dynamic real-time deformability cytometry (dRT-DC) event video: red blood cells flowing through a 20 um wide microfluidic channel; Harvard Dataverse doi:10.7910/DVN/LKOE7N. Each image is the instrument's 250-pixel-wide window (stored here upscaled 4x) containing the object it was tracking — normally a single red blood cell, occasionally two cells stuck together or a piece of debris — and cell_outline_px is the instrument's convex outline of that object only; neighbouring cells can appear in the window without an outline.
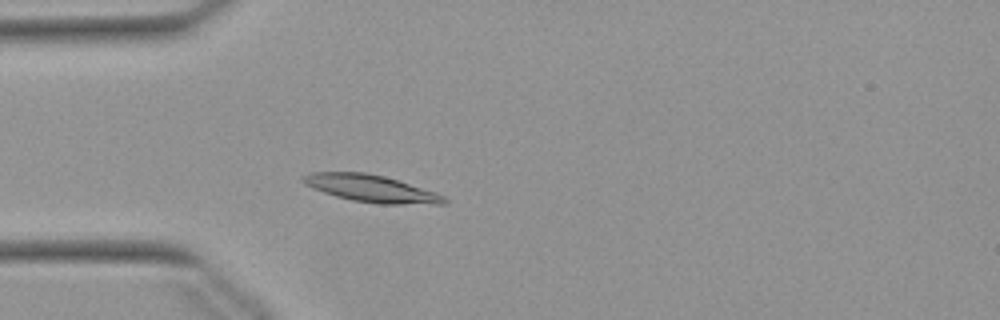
{"species": "Egyptian fruit bat (a non-hibernating species)", "species_latin": "Rousettus aegyptiacus", "temperature_condition": "warm", "stored_images_in_passage": 52, "camera_frame_rate_fps": 3000, "um_per_image_px": 0.085, "animal": {"sex": "female"}, "frame": {"image": 1, "passage_image": 14, "time_ms": 4.333, "image_size_px": [1000, 320], "cell_outline_px": [[448, 204], [376, 204], [352, 200], [336, 196], [312, 188], [304, 184], [300, 180], [300, 176], [312, 172], [364, 172], [384, 176], [436, 192], [444, 196], [448, 200]], "centroid_in_image_um": [31.53, 16.02], "position_along_channel_um": 53.5, "area_um2": 22.43}}
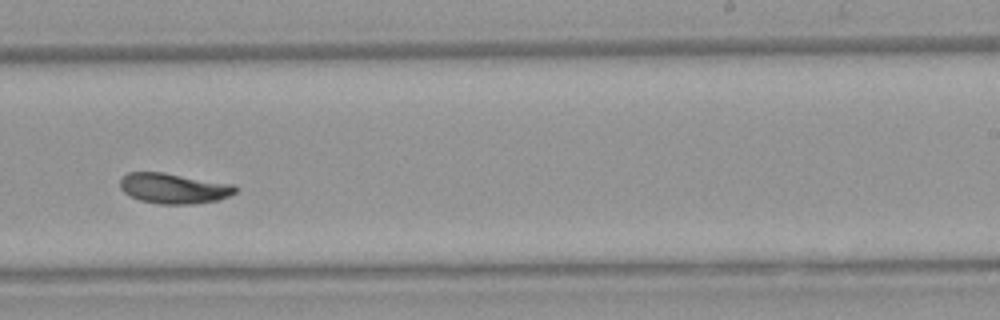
{"frame": {"image": 2, "passage_image": 32, "time_ms": 10.333, "image_size_px": [1000, 320], "cell_outline_px": [[236, 192], [220, 200], [192, 204], [156, 204], [140, 200], [124, 192], [120, 188], [120, 176], [128, 172], [164, 172], [236, 184]], "centroid_in_image_um": [14.78, 16.0], "position_along_channel_um": 274.2, "area_um2": 20.69}}
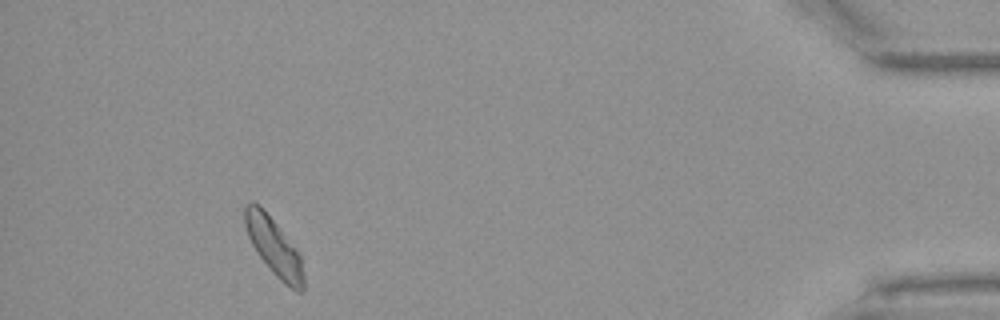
{"frame": {"image": 3, "passage_image": 48, "time_ms": 15.667, "image_size_px": [1000, 320], "cell_outline_px": [[304, 292], [296, 292], [284, 284], [272, 272], [256, 252], [248, 236], [244, 224], [244, 208], [252, 200], [260, 204], [276, 224], [300, 256], [304, 272]], "centroid_in_image_um": [23.27, 21.0], "position_along_channel_um": 411.9, "area_um2": 19.54}, "authors_computed_cell_mechanics": {"area_um2": 20.4034, "velocity_mm_per_s": 3.8105, "shape_relaxation_time_tau1_ms": 7.6646, "shape_relaxation_time_tau2_ms": 4.7386, "deformation_change_tau1": 0.1732, "deformation_change_tau2": 0.0827}}